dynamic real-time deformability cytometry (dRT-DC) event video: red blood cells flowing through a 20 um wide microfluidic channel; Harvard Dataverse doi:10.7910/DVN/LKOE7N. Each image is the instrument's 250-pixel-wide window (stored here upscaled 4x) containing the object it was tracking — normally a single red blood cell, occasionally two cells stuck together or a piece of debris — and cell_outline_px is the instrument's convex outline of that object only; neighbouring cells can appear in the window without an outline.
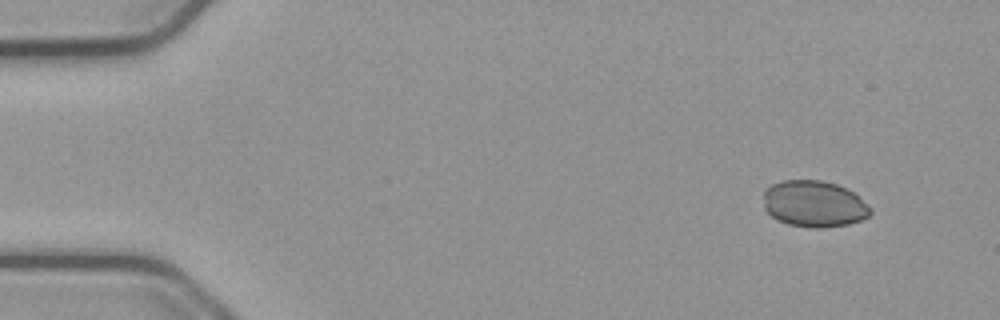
{"species": "common noctule bat (a hibernating species)", "species_latin": "Nyctalus noctula", "temperature_condition": "cold", "stored_images_in_passage": 51, "camera_frame_rate_fps": 3000, "um_per_image_px": 0.085, "animal": {"sex": "male", "body_mass_g": 23.1, "forearm_length_mm": 52.7}, "frame": {"image": 1, "passage_image": 1, "time_ms": 0.0, "image_size_px": [1000, 320], "cell_outline_px": [[872, 212], [868, 216], [860, 220], [848, 224], [824, 228], [812, 228], [788, 224], [776, 220], [764, 208], [764, 192], [772, 184], [784, 180], [820, 180], [836, 184], [852, 192], [868, 204], [872, 208]], "centroid_in_image_um": [69.19, 17.34], "position_along_channel_um": 15.8, "area_um2": 28.9}}